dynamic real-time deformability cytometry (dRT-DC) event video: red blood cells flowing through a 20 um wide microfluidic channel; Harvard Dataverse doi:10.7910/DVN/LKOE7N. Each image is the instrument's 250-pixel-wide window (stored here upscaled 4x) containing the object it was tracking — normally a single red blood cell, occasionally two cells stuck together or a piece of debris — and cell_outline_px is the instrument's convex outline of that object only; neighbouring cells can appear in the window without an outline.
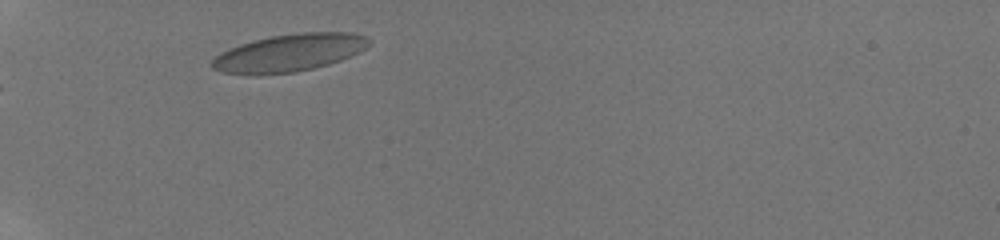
{"species": "human", "species_latin": "Homo sapiens", "temperature_condition": "room temperature", "stored_images_in_passage": 17, "camera_frame_rate_fps": 3000, "um_per_image_px": 0.085, "donor": {"sex": "male"}, "frame": {"image": 1, "passage_image": 1, "time_ms": 0.0, "image_size_px": [1000, 240], "cell_outline_px": [[372, 44], [360, 52], [352, 56], [328, 64], [296, 72], [256, 76], [220, 72], [212, 68], [212, 60], [220, 52], [240, 44], [252, 40], [272, 36], [300, 32], [352, 32], [368, 36], [372, 40]], "centroid_in_image_um": [24.62, 4.49], "position_along_channel_um": 60.4, "area_um2": 34.85}}
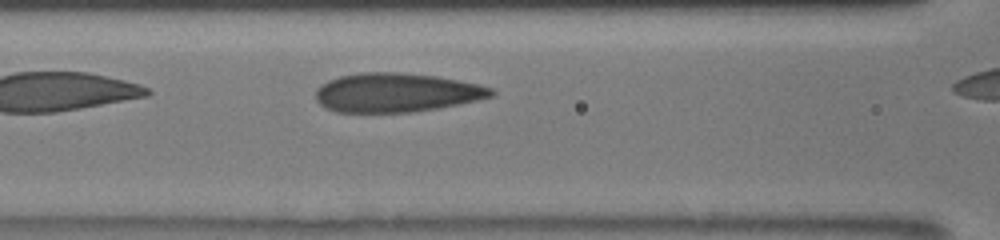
{"frame": {"image": 2, "passage_image": 7, "time_ms": 1.0, "image_size_px": [1000, 240], "cell_outline_px": [[496, 92], [492, 96], [460, 104], [412, 112], [336, 112], [324, 108], [316, 100], [316, 88], [320, 84], [328, 80], [340, 76], [360, 72], [396, 72], [436, 76], [476, 84], [492, 88]], "centroid_in_image_um": [33.63, 7.87], "position_along_channel_um": 133.0, "area_um2": 39.88}}
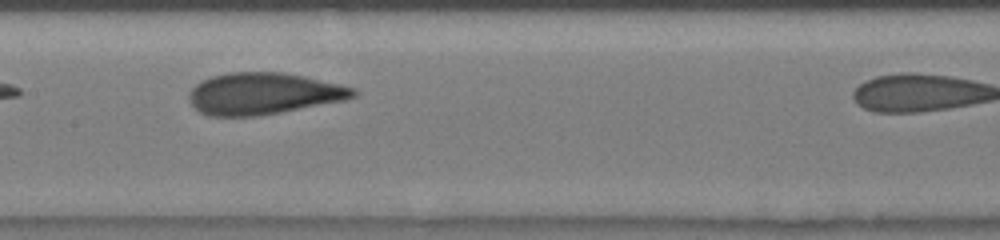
{"frame": {"image": 3, "passage_image": 16, "time_ms": 2.333, "image_size_px": [1000, 240], "cell_outline_px": [[356, 96], [344, 100], [260, 116], [208, 116], [200, 112], [192, 104], [188, 96], [192, 88], [200, 80], [212, 76], [228, 72], [284, 72], [304, 76], [356, 88]], "centroid_in_image_um": [22.37, 7.95], "position_along_channel_um": 185.0, "area_um2": 39.88}}